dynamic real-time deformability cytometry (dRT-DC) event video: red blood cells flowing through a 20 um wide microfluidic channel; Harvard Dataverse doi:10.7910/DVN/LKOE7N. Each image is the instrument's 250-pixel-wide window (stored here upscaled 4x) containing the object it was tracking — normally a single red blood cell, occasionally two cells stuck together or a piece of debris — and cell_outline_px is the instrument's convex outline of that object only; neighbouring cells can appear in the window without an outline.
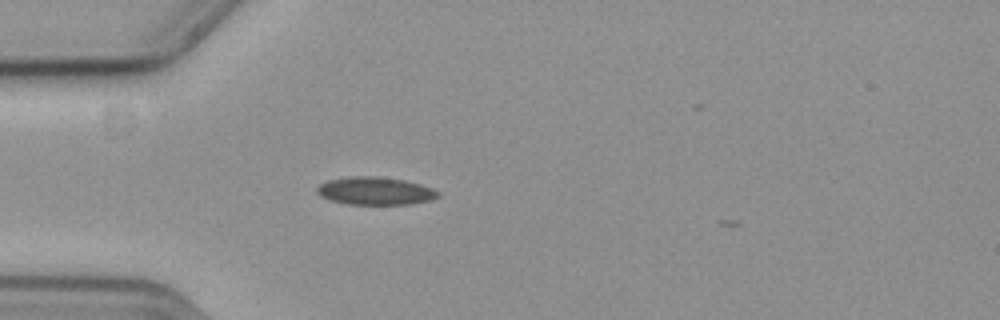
{"species": "common noctule bat (a hibernating species)", "species_latin": "Nyctalus noctula", "temperature_condition": "cold", "stored_images_in_passage": 2, "camera_frame_rate_fps": 3000, "um_per_image_px": 0.085, "animal": {"sex": "female", "body_mass_g": 19.3, "forearm_length_mm": 54.1}, "frame": {"image": 1, "passage_image": 1, "time_ms": 0.0, "image_size_px": [1000, 320], "cell_outline_px": [[440, 196], [432, 200], [412, 204], [344, 204], [328, 200], [320, 196], [316, 192], [316, 188], [320, 184], [328, 180], [352, 176], [376, 176], [404, 180], [420, 184], [432, 188], [440, 192]], "centroid_in_image_um": [31.89, 16.24], "position_along_channel_um": 53.1, "area_um2": 19.83}}